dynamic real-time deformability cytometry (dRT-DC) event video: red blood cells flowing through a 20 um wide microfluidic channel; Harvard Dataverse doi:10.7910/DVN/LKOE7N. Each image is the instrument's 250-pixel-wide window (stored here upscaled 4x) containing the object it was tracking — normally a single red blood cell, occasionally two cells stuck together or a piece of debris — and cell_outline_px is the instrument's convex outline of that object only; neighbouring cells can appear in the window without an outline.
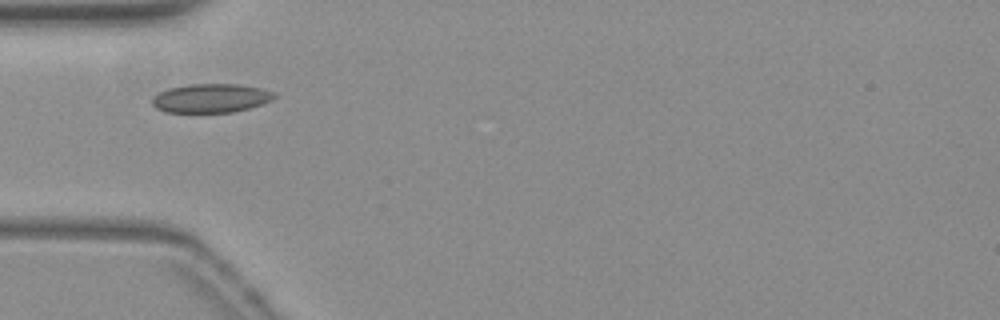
{"species": "common noctule bat (a hibernating species)", "species_latin": "Nyctalus noctula", "temperature_condition": "warm", "stored_images_in_passage": 28, "camera_frame_rate_fps": 3000, "um_per_image_px": 0.085, "animal": {"sex": "female", "body_mass_g": 19.3, "forearm_length_mm": 54.1}, "frame": {"image": 1, "passage_image": 1, "time_ms": 0.0, "image_size_px": [1000, 320], "cell_outline_px": [[280, 96], [272, 100], [248, 108], [232, 112], [164, 112], [156, 108], [152, 104], [152, 96], [168, 88], [192, 84], [240, 84], [260, 88], [276, 92]], "centroid_in_image_um": [17.95, 8.34], "position_along_channel_um": 67.1, "area_um2": 20.63}}
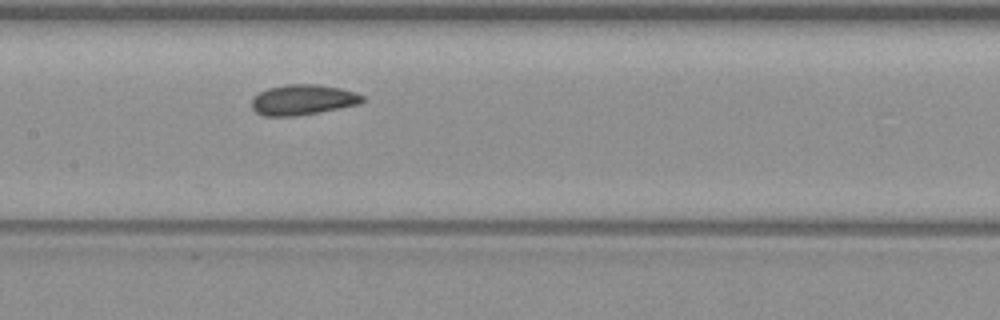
{"frame": {"image": 2, "passage_image": 10, "time_ms": 3.0, "image_size_px": [1000, 320], "cell_outline_px": [[364, 100], [360, 104], [296, 116], [264, 116], [256, 112], [252, 108], [252, 100], [260, 92], [268, 88], [288, 84], [316, 84], [340, 88], [356, 92], [364, 96]], "centroid_in_image_um": [25.76, 8.48], "position_along_channel_um": 181.6, "area_um2": 19.48}}
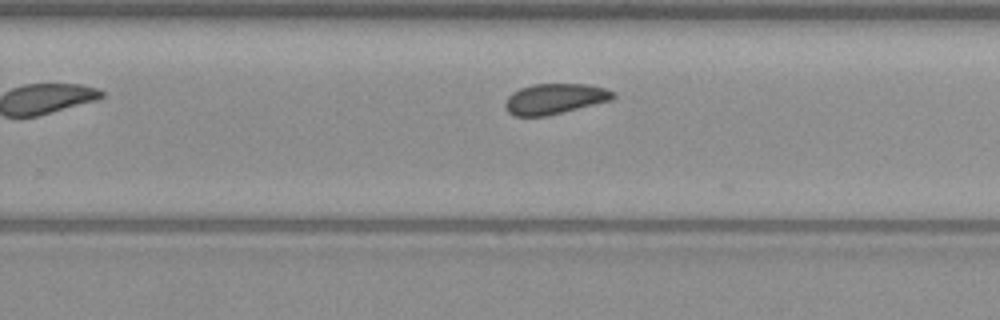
{"frame": {"image": 3, "passage_image": 18, "time_ms": 5.667, "image_size_px": [1000, 320], "cell_outline_px": [[616, 96], [612, 100], [544, 116], [516, 116], [508, 112], [504, 104], [508, 96], [512, 92], [520, 88], [532, 84], [588, 84], [604, 88], [616, 92]], "centroid_in_image_um": [47.16, 8.38], "position_along_channel_um": 282.6, "area_um2": 19.07}, "authors_computed_cell_mechanics": {"area_um2": 19.363, "velocity_mm_per_s": 3.803, "shape_relaxation_time_tau1_ms": 2.4226, "shape_relaxation_time_tau2_ms": 2.2788, "deformation_change_tau1": 0.0524, "deformation_change_tau2": 0.0398}}